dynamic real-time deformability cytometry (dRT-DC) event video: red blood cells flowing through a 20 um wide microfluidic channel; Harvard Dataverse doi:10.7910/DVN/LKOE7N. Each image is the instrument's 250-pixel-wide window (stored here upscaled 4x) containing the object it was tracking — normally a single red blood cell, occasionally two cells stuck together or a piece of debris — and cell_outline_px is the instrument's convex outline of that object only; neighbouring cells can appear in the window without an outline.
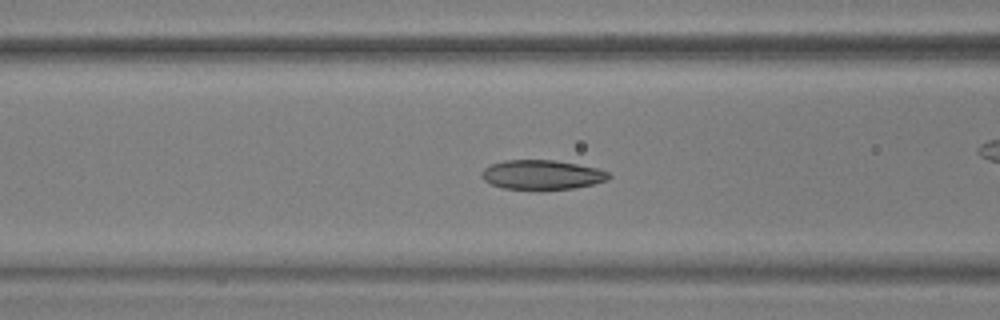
{"species": "common noctule bat (a hibernating species)", "species_latin": "Nyctalus noctula", "temperature_condition": "warm", "stored_images_in_passage": 56, "camera_frame_rate_fps": 3000, "um_per_image_px": 0.085, "animal": {"sex": "male", "body_mass_g": 17.9, "forearm_length_mm": 54.2}, "frame": {"image": 1, "passage_image": 22, "time_ms": 7.0, "image_size_px": [1000, 320], "cell_outline_px": [[612, 176], [608, 180], [592, 184], [572, 188], [540, 192], [504, 188], [492, 184], [484, 180], [480, 176], [480, 172], [484, 168], [492, 164], [504, 160], [556, 160], [596, 168], [608, 172]], "centroid_in_image_um": [46.04, 14.88], "position_along_channel_um": 120.6, "area_um2": 22.37}}
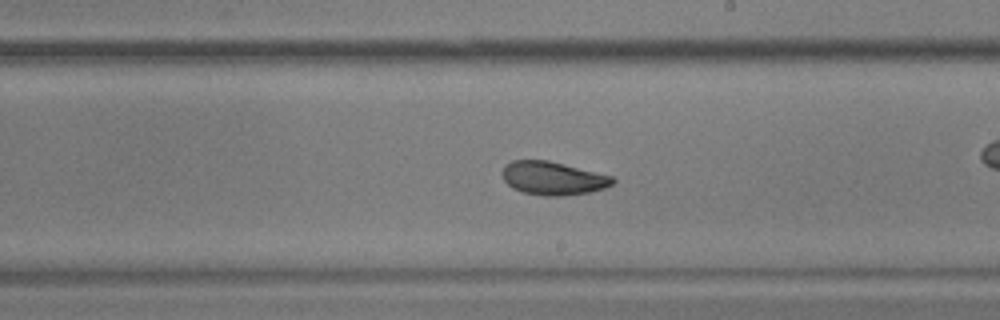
{"frame": {"image": 2, "passage_image": 32, "time_ms": 10.333, "image_size_px": [1000, 320], "cell_outline_px": [[616, 180], [612, 184], [604, 188], [588, 192], [564, 196], [544, 196], [524, 192], [512, 188], [504, 180], [500, 172], [504, 164], [512, 160], [548, 160], [612, 176]], "centroid_in_image_um": [46.95, 15.14], "position_along_channel_um": 242.0, "area_um2": 21.5}}
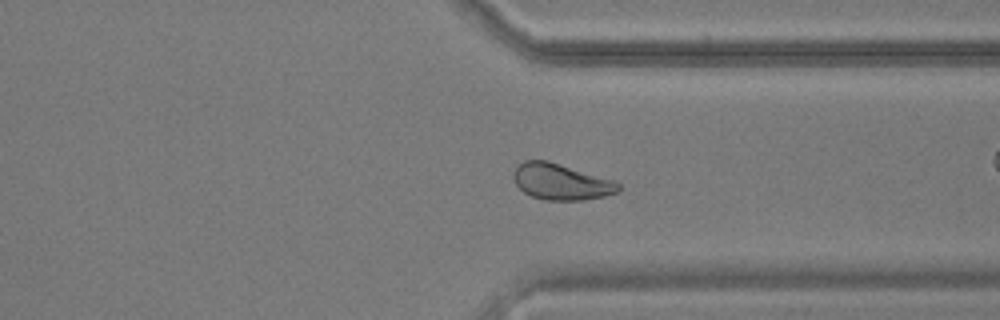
{"frame": {"image": 3, "passage_image": 42, "time_ms": 13.667, "image_size_px": [1000, 320], "cell_outline_px": [[620, 188], [616, 192], [604, 196], [584, 200], [544, 200], [532, 196], [524, 192], [516, 184], [512, 176], [516, 168], [524, 160], [548, 160], [612, 180], [620, 184]], "centroid_in_image_um": [47.66, 15.45], "position_along_channel_um": 363.7, "area_um2": 21.85}, "authors_computed_cell_mechanics": {"area_um2": 22.2241, "velocity_mm_per_s": 3.6541, "shape_relaxation_time_tau1_ms": 3.3143, "shape_relaxation_time_tau2_ms": 1.4526, "deformation_change_tau1": 0.1103, "deformation_change_tau2": 0.0539}}